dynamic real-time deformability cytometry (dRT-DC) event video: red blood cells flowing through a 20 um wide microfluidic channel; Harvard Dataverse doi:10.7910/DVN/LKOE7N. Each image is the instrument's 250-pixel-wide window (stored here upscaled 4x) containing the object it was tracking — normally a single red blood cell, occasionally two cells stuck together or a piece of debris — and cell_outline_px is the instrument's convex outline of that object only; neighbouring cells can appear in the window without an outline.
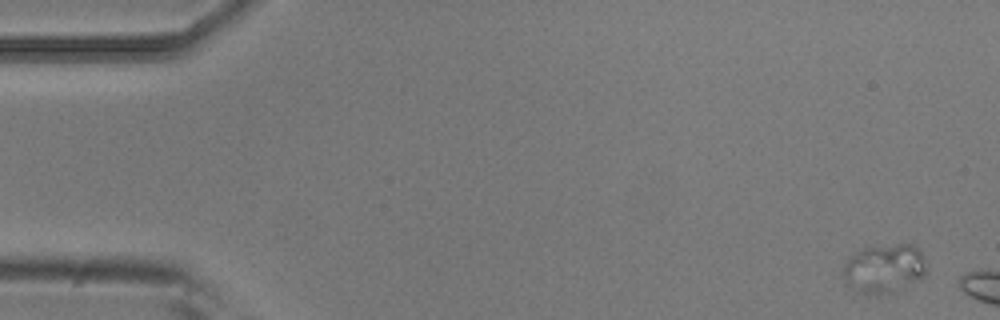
{"species": "common noctule bat (a hibernating species)", "species_latin": "Nyctalus noctula", "temperature_condition": "room temperature", "stored_images_in_passage": 5, "camera_frame_rate_fps": 3000, "um_per_image_px": 0.085, "animal": {"sex": "male", "body_mass_g": 20.5, "forearm_length_mm": 52.5}, "frame": {"image": 1, "passage_image": 5, "time_ms": 1.333, "image_size_px": [1000, 320], "cell_outline_px": [[924, 276], [920, 280], [896, 292], [872, 296], [844, 288], [840, 276], [844, 264], [856, 252], [864, 248], [896, 244], [912, 244], [924, 256]], "centroid_in_image_um": [75.07, 22.89], "position_along_channel_um": 9.9, "area_um2": 24.45}}